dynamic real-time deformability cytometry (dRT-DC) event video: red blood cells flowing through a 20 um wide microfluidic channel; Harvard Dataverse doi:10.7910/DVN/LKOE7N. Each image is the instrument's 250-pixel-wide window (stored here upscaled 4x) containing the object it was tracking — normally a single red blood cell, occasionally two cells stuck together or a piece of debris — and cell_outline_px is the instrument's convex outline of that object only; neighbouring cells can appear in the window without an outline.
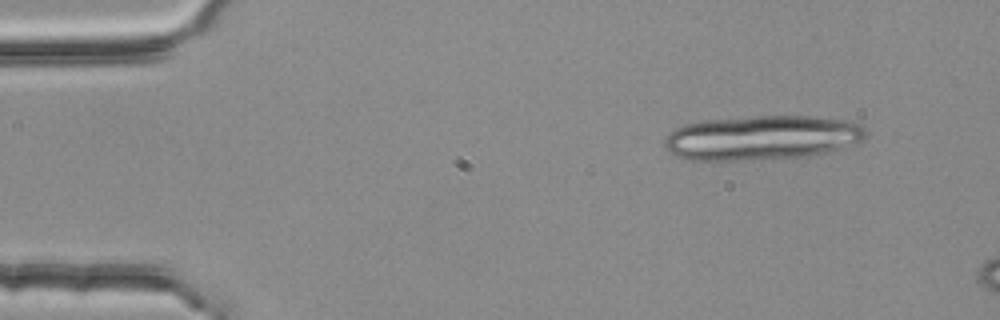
{"species": "common noctule bat (a hibernating species)", "species_latin": "Nyctalus noctula", "temperature_condition": "room temperature", "stored_images_in_passage": 2, "camera_frame_rate_fps": 3000, "um_per_image_px": 0.085, "animal": {"sex": "female", "body_mass_g": 25.1}, "frame": {"image": 1, "passage_image": 1, "time_ms": 0.0, "image_size_px": [1000, 320], "cell_outline_px": [[868, 132], [860, 140], [840, 148], [824, 152], [800, 156], [748, 160], [688, 160], [676, 156], [668, 152], [664, 148], [664, 140], [676, 128], [684, 124], [700, 120], [756, 116], [808, 116], [844, 120], [856, 124], [864, 128]], "centroid_in_image_um": [64.66, 11.7], "position_along_channel_um": 20.3, "area_um2": 51.73}}